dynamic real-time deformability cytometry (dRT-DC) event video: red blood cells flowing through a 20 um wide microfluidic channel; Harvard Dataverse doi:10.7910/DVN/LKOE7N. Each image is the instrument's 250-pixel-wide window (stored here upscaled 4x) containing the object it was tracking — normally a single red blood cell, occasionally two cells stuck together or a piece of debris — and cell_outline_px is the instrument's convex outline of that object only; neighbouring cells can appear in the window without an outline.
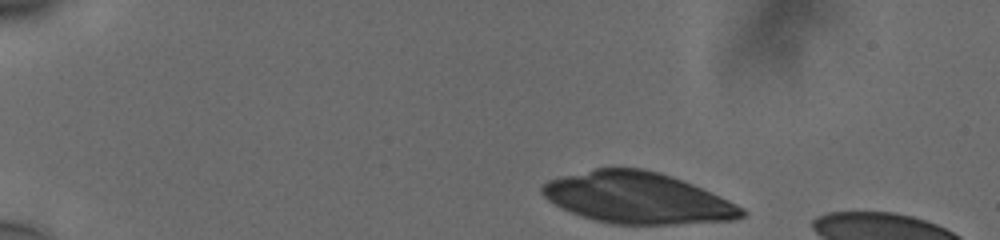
{"species": "human", "species_latin": "Homo sapiens", "temperature_condition": "cold", "stored_images_in_passage": 46, "camera_frame_rate_fps": 3000, "um_per_image_px": 0.085, "donor": {"sex": "male"}, "frame": {"image": 1, "passage_image": 1, "time_ms": 0.0, "image_size_px": [1000, 240], "cell_outline_px": [[748, 212], [744, 216], [732, 220], [676, 224], [612, 224], [580, 216], [548, 200], [540, 192], [540, 188], [548, 180], [560, 176], [596, 168], [640, 168], [660, 172], [672, 176], [692, 184], [728, 200], [744, 208]], "centroid_in_image_um": [54.19, 16.82], "position_along_channel_um": 30.8, "area_um2": 59.3}}
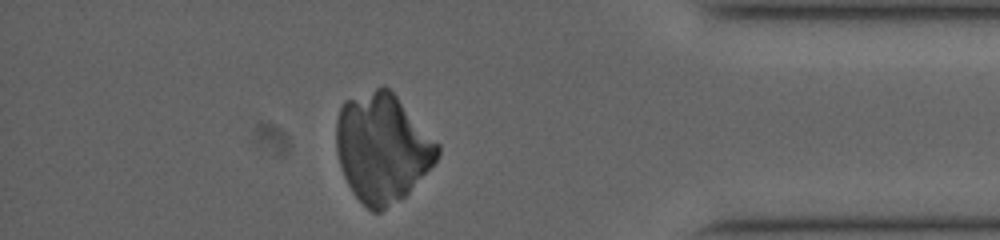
{"frame": {"image": 2, "passage_image": 40, "time_ms": 13.0, "image_size_px": [1000, 240], "cell_outline_px": [[440, 156], [408, 192], [404, 196], [380, 212], [372, 212], [352, 192], [344, 176], [336, 152], [336, 120], [340, 108], [344, 100], [384, 84], [396, 96], [440, 144]], "centroid_in_image_um": [32.48, 12.54], "position_along_channel_um": 402.7, "area_um2": 63.93}}